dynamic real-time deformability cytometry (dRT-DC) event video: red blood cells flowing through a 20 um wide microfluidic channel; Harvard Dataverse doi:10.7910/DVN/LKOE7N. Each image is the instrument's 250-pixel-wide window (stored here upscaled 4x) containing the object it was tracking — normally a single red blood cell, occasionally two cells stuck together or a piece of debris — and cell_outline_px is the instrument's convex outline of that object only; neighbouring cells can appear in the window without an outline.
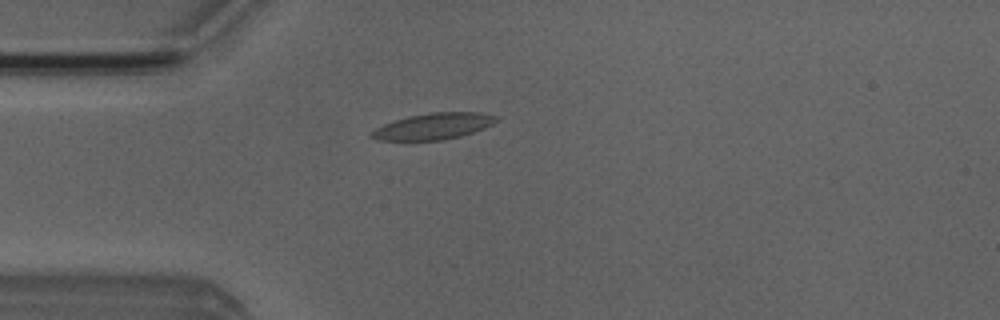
{"species": "Egyptian fruit bat (a non-hibernating species)", "species_latin": "Rousettus aegyptiacus", "temperature_condition": "room temperature", "stored_images_in_passage": 5, "camera_frame_rate_fps": 3000, "um_per_image_px": 0.085, "animal": {"sex": "male"}, "frame": {"image": 1, "passage_image": 4, "time_ms": 3.667, "image_size_px": [1000, 320], "cell_outline_px": [[500, 120], [484, 128], [460, 136], [444, 140], [376, 140], [368, 136], [368, 132], [384, 124], [408, 116], [432, 112], [480, 112], [496, 116]], "centroid_in_image_um": [36.82, 10.73], "position_along_channel_um": 48.2, "area_um2": 19.13}}